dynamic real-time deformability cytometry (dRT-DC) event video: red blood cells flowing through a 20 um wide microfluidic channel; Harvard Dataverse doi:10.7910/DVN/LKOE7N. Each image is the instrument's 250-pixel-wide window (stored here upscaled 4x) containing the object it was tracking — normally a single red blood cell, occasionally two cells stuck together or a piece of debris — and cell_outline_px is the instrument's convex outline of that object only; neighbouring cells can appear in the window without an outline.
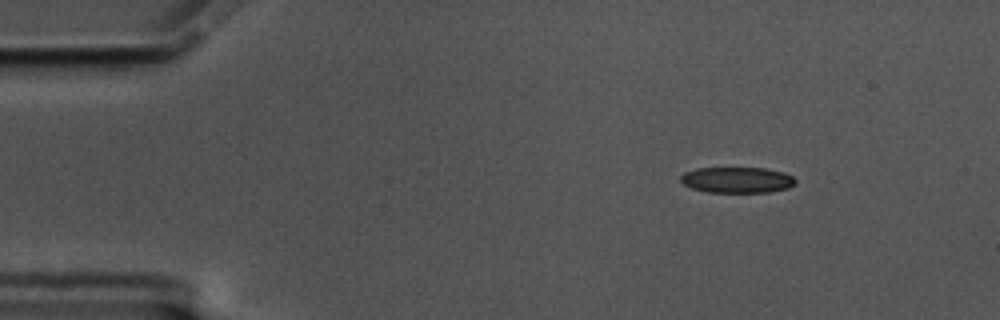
{"species": "common noctule bat (a hibernating species)", "species_latin": "Nyctalus noctula", "temperature_condition": "cold", "stored_images_in_passage": 50, "camera_frame_rate_fps": 3000, "um_per_image_px": 0.085, "animal": {"sex": "male", "body_mass_g": 17.5, "forearm_length_mm": 52.3}, "frame": {"image": 1, "passage_image": 1, "time_ms": 0.0, "image_size_px": [1000, 320], "cell_outline_px": [[796, 184], [788, 188], [768, 192], [708, 192], [692, 188], [684, 184], [680, 180], [680, 176], [684, 172], [696, 168], [764, 168], [784, 172], [792, 176], [796, 180]], "centroid_in_image_um": [62.66, 15.29], "position_along_channel_um": 22.3, "area_um2": 17.34}}
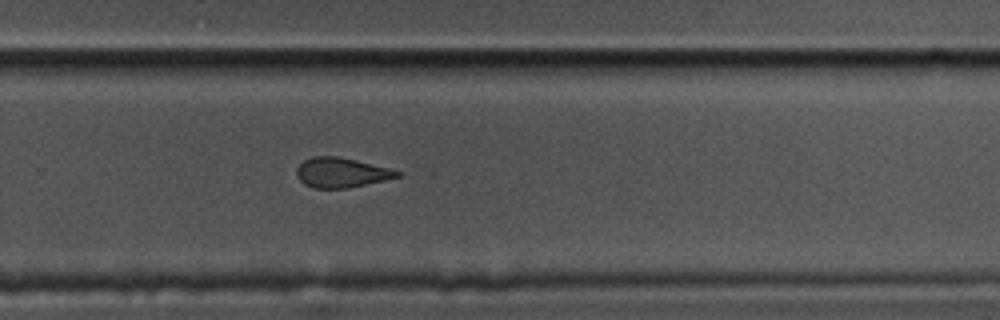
{"frame": {"image": 2, "passage_image": 31, "time_ms": 10.0, "image_size_px": [1000, 320], "cell_outline_px": [[400, 176], [384, 180], [348, 188], [316, 188], [304, 184], [296, 176], [296, 168], [304, 160], [312, 156], [336, 156], [356, 160], [392, 168], [400, 172]], "centroid_in_image_um": [29.0, 14.66], "position_along_channel_um": 300.8, "area_um2": 17.46}}
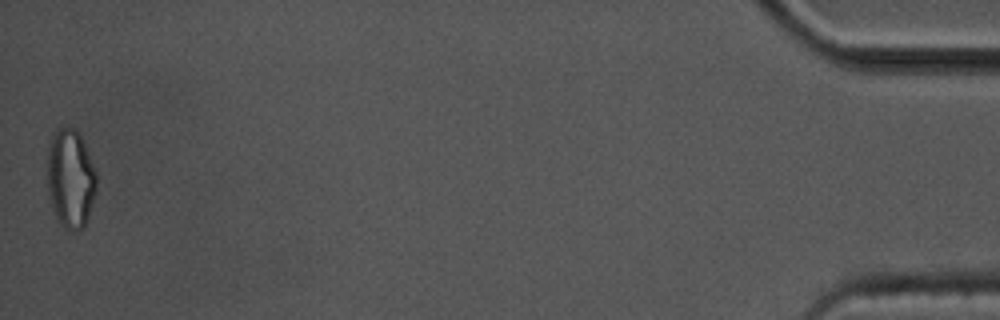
{"frame": {"image": 3, "passage_image": 50, "time_ms": 16.333, "image_size_px": [1000, 320], "cell_outline_px": [[96, 192], [88, 216], [84, 224], [80, 228], [72, 232], [64, 228], [56, 220], [52, 208], [48, 192], [48, 144], [56, 128], [76, 128], [80, 132], [96, 172]], "centroid_in_image_um": [5.99, 15.16], "position_along_channel_um": 429.2, "area_um2": 28.5}, "authors_computed_cell_mechanics": {"area_um2": 18.8428, "velocity_mm_per_s": 3.5224, "shape_relaxation_time_tau1_ms": 5.181, "shape_relaxation_time_tau2_ms": 3.0541, "deformation_change_tau1": 0.1533, "deformation_change_tau2": 0.1125}}